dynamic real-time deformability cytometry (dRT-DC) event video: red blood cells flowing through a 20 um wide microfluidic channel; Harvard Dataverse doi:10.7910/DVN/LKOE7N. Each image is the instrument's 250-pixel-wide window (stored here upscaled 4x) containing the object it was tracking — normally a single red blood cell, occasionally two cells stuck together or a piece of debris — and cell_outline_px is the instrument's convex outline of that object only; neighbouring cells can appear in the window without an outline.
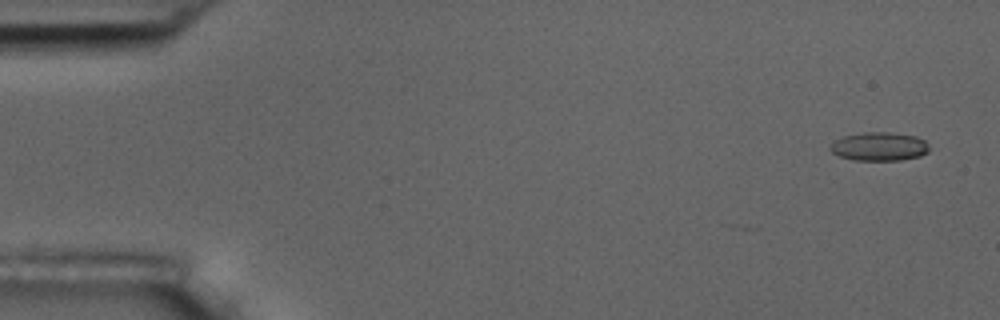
{"species": "common noctule bat (a hibernating species)", "species_latin": "Nyctalus noctula", "temperature_condition": "room temperature", "stored_images_in_passage": 5, "camera_frame_rate_fps": 3000, "um_per_image_px": 0.085, "animal": {"sex": "male", "body_mass_g": 17.5, "forearm_length_mm": 52.3}, "frame": {"image": 1, "passage_image": 1, "time_ms": 0.0, "image_size_px": [1000, 320], "cell_outline_px": [[928, 152], [920, 156], [900, 160], [852, 160], [840, 156], [832, 152], [828, 148], [836, 140], [844, 136], [864, 132], [888, 132], [916, 136], [924, 140], [928, 144]], "centroid_in_image_um": [74.74, 12.45], "position_along_channel_um": 10.3, "area_um2": 16.42}}
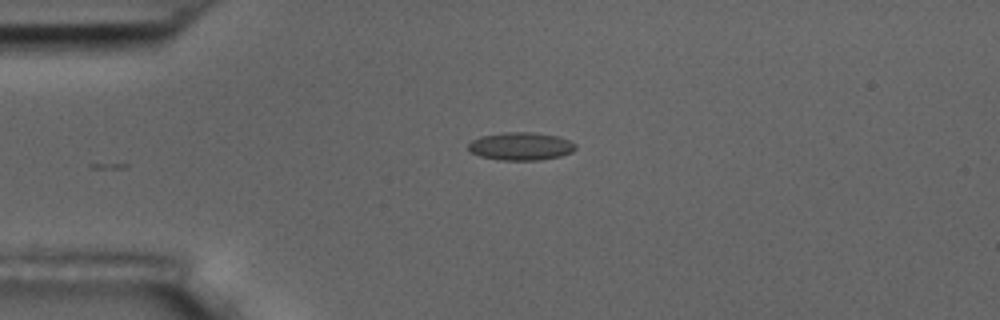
{"frame": {"image": 2, "passage_image": 4, "time_ms": 3.667, "image_size_px": [1000, 320], "cell_outline_px": [[576, 148], [572, 152], [560, 156], [540, 160], [500, 160], [480, 156], [468, 152], [468, 144], [472, 140], [480, 136], [504, 132], [532, 132], [556, 136], [568, 140], [576, 144]], "centroid_in_image_um": [44.23, 12.43], "position_along_channel_um": 40.8, "area_um2": 17.51}}